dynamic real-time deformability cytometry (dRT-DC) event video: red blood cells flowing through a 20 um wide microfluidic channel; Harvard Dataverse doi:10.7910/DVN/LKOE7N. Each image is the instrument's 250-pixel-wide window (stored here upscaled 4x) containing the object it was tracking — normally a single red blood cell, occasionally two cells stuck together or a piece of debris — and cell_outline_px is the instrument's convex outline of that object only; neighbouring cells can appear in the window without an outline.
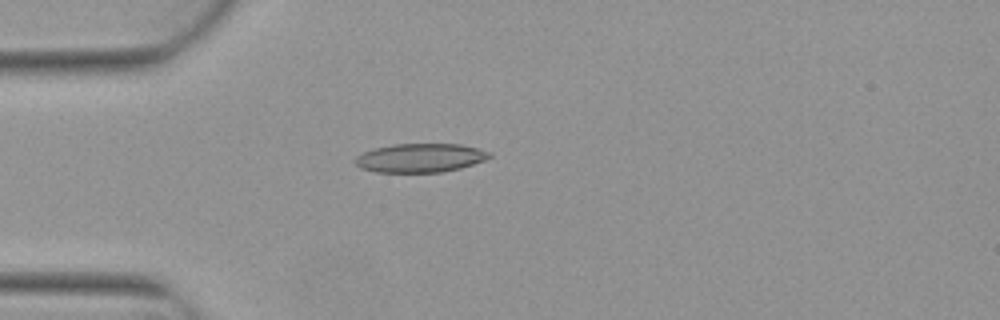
{"species": "Egyptian fruit bat (a non-hibernating species)", "species_latin": "Rousettus aegyptiacus", "temperature_condition": "warm", "stored_images_in_passage": 5, "camera_frame_rate_fps": 3000, "um_per_image_px": 0.085, "animal": {"sex": "female"}, "frame": {"image": 1, "passage_image": 4, "time_ms": 1.0, "image_size_px": [1000, 320], "cell_outline_px": [[492, 156], [484, 160], [460, 168], [444, 172], [376, 172], [360, 168], [352, 160], [356, 156], [364, 152], [376, 148], [392, 144], [460, 144], [492, 152]], "centroid_in_image_um": [35.7, 13.42], "position_along_channel_um": 49.3, "area_um2": 22.54}}